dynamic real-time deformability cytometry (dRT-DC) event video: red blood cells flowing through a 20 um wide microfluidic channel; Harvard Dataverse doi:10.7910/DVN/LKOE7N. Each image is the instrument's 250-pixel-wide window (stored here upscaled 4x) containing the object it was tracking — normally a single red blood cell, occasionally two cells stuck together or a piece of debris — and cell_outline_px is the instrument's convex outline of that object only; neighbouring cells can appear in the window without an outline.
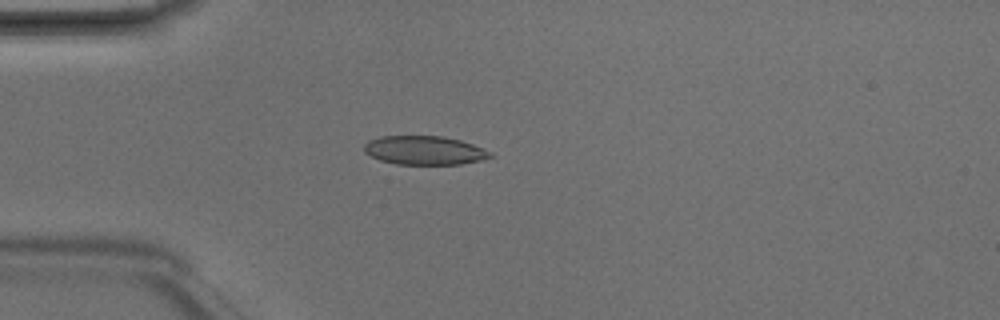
{"species": "Egyptian fruit bat (a non-hibernating species)", "species_latin": "Rousettus aegyptiacus", "temperature_condition": "room temperature", "stored_images_in_passage": 3, "camera_frame_rate_fps": 3000, "um_per_image_px": 0.085, "animal": {"sex": "male"}, "frame": {"image": 1, "passage_image": 3, "time_ms": 0.667, "image_size_px": [1000, 320], "cell_outline_px": [[496, 156], [480, 160], [460, 164], [396, 164], [380, 160], [364, 152], [364, 144], [368, 140], [380, 136], [444, 136], [460, 140], [472, 144], [492, 152]], "centroid_in_image_um": [36.08, 12.77], "position_along_channel_um": 48.9, "area_um2": 21.21}}